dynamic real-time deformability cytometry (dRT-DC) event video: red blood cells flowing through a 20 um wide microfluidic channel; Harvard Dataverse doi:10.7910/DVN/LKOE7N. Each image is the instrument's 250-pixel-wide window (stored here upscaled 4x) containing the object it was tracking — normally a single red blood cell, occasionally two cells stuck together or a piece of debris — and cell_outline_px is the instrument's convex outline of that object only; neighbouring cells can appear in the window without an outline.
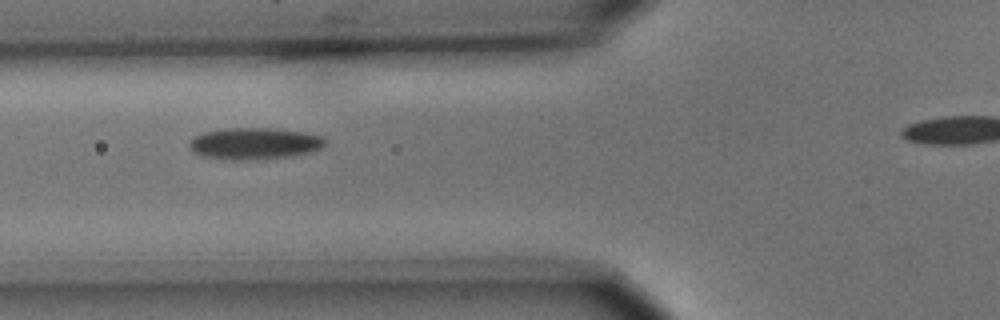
{"species": "common noctule bat (a hibernating species)", "species_latin": "Nyctalus noctula", "temperature_condition": "cold", "stored_images_in_passage": 14, "segment_of_instrument_passage": [1, 2], "camera_frame_rate_fps": 3000, "um_per_image_px": 0.085, "animal": {"sex": "male", "body_mass_g": 15.6}, "frame": {"image": 1, "passage_image": 3, "time_ms": 2.333, "image_size_px": [1000, 320], "cell_outline_px": [[328, 140], [320, 148], [308, 152], [288, 156], [236, 160], [200, 156], [192, 152], [188, 144], [196, 136], [204, 132], [228, 128], [268, 128], [304, 132], [324, 136]], "centroid_in_image_um": [21.62, 12.18], "position_along_channel_um": 104.2, "area_um2": 24.68}}
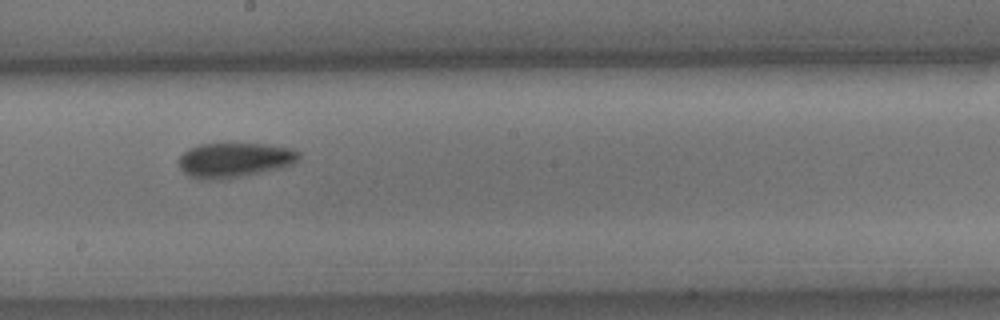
{"frame": {"image": 2, "passage_image": 6, "time_ms": 5.667, "image_size_px": [1000, 320], "cell_outline_px": [[300, 160], [284, 168], [240, 176], [216, 180], [200, 180], [188, 176], [180, 168], [180, 156], [188, 148], [200, 144], [264, 144], [292, 148], [300, 152]], "centroid_in_image_um": [19.96, 13.61], "position_along_channel_um": 228.2, "area_um2": 24.45}}
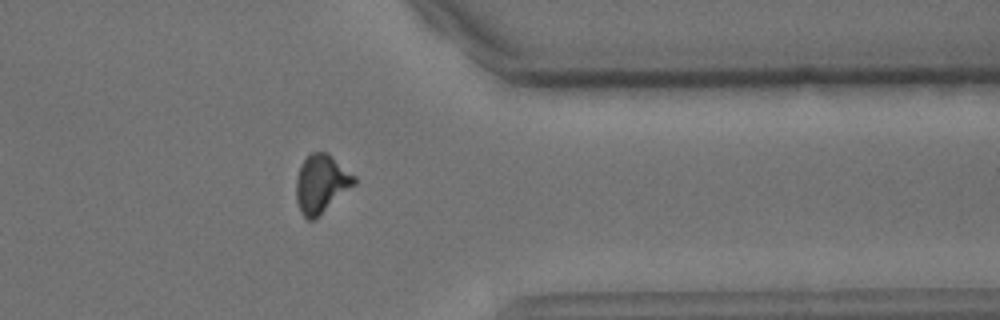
{"frame": {"image": 3, "passage_image": 11, "time_ms": 12.333, "image_size_px": [1000, 320], "cell_outline_px": [[356, 184], [312, 220], [308, 220], [300, 212], [296, 200], [296, 180], [300, 164], [312, 152], [328, 152], [356, 176]], "centroid_in_image_um": [27.31, 15.59], "position_along_channel_um": 384.1, "area_um2": 19.59}}